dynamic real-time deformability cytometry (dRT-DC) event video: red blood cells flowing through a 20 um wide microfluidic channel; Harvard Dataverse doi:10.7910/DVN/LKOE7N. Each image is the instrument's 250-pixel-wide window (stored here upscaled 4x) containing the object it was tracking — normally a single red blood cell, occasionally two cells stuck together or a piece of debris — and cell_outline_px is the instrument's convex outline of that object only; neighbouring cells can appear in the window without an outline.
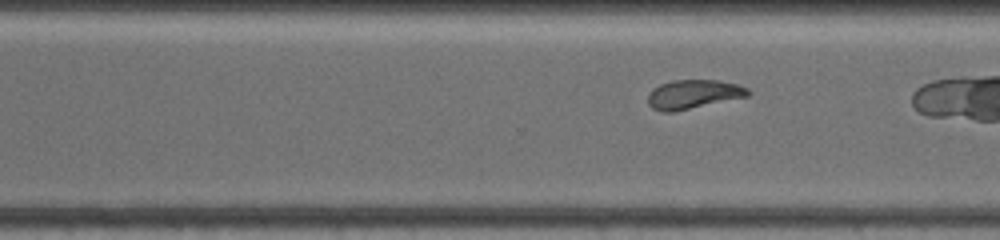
{"species": "common noctule bat (a hibernating species)", "species_latin": "Nyctalus noctula", "temperature_condition": "warm", "stored_images_in_passage": 37, "camera_frame_rate_fps": 3000, "um_per_image_px": 0.085, "animal": {"sex": "female", "body_mass_g": 19.5, "forearm_length_mm": 54.1}, "frame": {"image": 1, "passage_image": 32, "time_ms": 10.333, "image_size_px": [1000, 240], "cell_outline_px": [[752, 92], [748, 96], [672, 112], [660, 112], [652, 108], [648, 104], [648, 92], [652, 88], [660, 84], [672, 80], [716, 80], [736, 84], [748, 88]], "centroid_in_image_um": [58.89, 8.01], "position_along_channel_um": 311.7, "area_um2": 16.94}}